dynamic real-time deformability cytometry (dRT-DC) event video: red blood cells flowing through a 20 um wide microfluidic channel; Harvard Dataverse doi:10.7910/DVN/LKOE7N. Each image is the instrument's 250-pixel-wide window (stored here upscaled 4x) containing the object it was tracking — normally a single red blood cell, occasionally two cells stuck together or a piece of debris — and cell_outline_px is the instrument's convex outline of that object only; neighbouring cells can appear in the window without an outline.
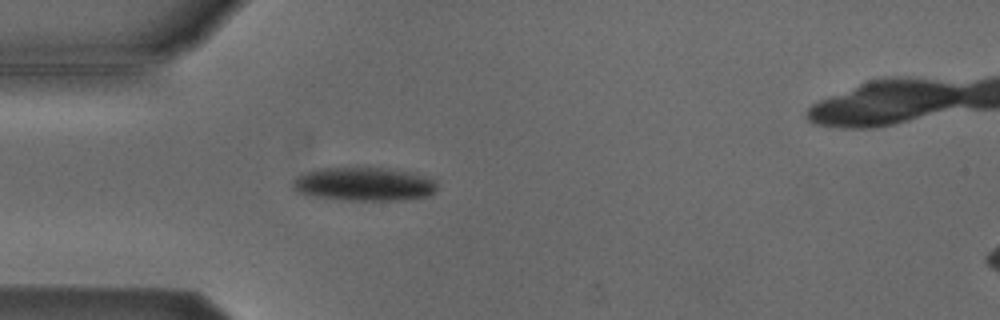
{"species": "Egyptian fruit bat (a non-hibernating species)", "species_latin": "Rousettus aegyptiacus", "temperature_condition": "cold", "stored_images_in_passage": 39, "camera_frame_rate_fps": 3000, "um_per_image_px": 0.085, "animal": {"sex": "male"}, "frame": {"image": 1, "passage_image": 2, "time_ms": 0.333, "image_size_px": [1000, 320], "cell_outline_px": [[436, 188], [428, 196], [400, 200], [340, 200], [316, 196], [296, 192], [292, 188], [292, 180], [296, 176], [320, 168], [388, 168], [412, 172], [436, 180]], "centroid_in_image_um": [30.92, 15.65], "position_along_channel_um": 54.1, "area_um2": 28.21}}
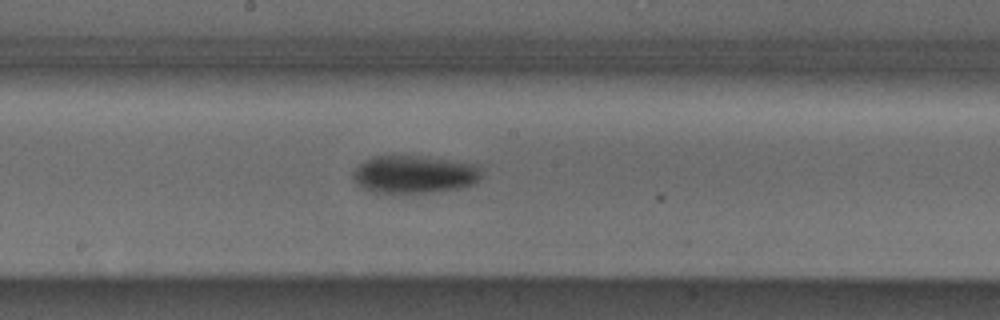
{"frame": {"image": 2, "passage_image": 15, "time_ms": 4.667, "image_size_px": [1000, 320], "cell_outline_px": [[484, 168], [480, 180], [476, 184], [464, 188], [432, 192], [392, 196], [368, 192], [360, 188], [352, 180], [352, 172], [364, 160], [372, 156], [420, 156], [480, 164]], "centroid_in_image_um": [35.22, 14.87], "position_along_channel_um": 213.0, "area_um2": 29.88}}
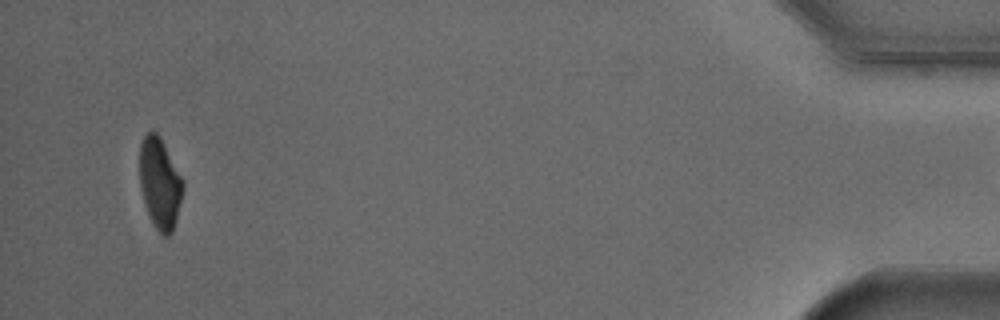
{"frame": {"image": 3, "passage_image": 38, "time_ms": 12.333, "image_size_px": [1000, 320], "cell_outline_px": [[184, 188], [176, 220], [172, 232], [168, 236], [164, 236], [156, 228], [148, 212], [140, 188], [140, 144], [144, 136], [148, 132], [156, 132], [160, 136], [184, 184]], "centroid_in_image_um": [13.58, 15.58], "position_along_channel_um": 421.6, "area_um2": 22.43}}